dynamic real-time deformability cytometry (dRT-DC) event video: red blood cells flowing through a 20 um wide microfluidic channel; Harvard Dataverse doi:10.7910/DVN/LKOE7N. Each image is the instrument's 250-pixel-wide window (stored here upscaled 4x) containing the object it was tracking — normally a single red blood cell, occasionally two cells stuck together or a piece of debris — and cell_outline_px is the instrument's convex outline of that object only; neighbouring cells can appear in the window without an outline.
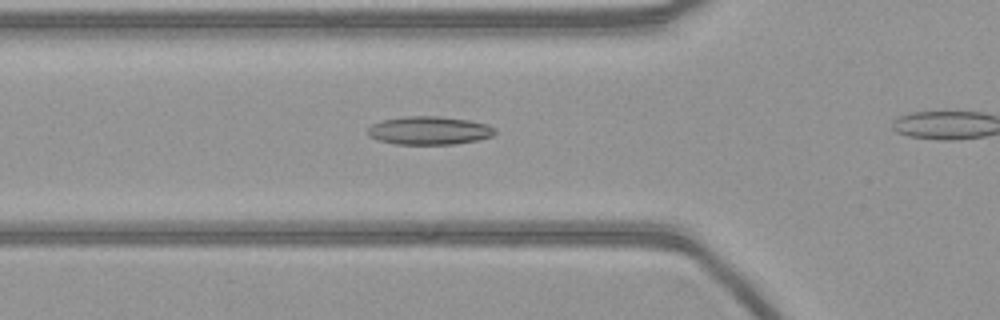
{"species": "common noctule bat (a hibernating species)", "species_latin": "Nyctalus noctula", "temperature_condition": "warm", "stored_images_in_passage": 20, "camera_frame_rate_fps": 3000, "um_per_image_px": 0.085, "animal": {"sex": "female", "body_mass_g": 21.9}, "frame": {"image": 1, "passage_image": 15, "time_ms": 4.667, "image_size_px": [1000, 320], "cell_outline_px": [[496, 132], [492, 136], [476, 140], [452, 144], [396, 144], [376, 140], [368, 136], [368, 128], [372, 124], [384, 120], [404, 116], [436, 116], [468, 120], [488, 124], [496, 128]], "centroid_in_image_um": [36.47, 11.09], "position_along_channel_um": 89.3, "area_um2": 20.92}}